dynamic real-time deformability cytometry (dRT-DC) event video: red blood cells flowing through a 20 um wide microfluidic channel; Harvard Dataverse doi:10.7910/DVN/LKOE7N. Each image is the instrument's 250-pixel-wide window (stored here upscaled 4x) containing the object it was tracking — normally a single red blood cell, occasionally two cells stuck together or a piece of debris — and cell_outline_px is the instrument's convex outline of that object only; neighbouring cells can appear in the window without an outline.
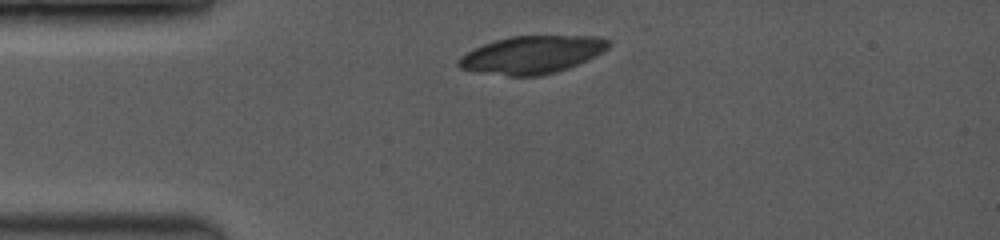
{"species": "common noctule bat (a hibernating species)", "species_latin": "Nyctalus noctula", "temperature_condition": "room temperature", "stored_images_in_passage": 1, "camera_frame_rate_fps": 3500, "um_per_image_px": 0.085, "animal": {"sex": "female", "body_mass_g": 19.0, "forearm_length_mm": 53.3}, "frame": {"image": 1, "passage_image": 1, "time_ms": 0.0, "image_size_px": [1000, 240], "cell_outline_px": [[612, 44], [608, 48], [596, 56], [568, 68], [556, 72], [540, 76], [508, 76], [472, 72], [460, 68], [456, 64], [456, 60], [460, 56], [484, 44], [508, 36], [592, 36], [608, 40]], "centroid_in_image_um": [45.18, 4.67], "position_along_channel_um": 39.8, "area_um2": 33.06}}